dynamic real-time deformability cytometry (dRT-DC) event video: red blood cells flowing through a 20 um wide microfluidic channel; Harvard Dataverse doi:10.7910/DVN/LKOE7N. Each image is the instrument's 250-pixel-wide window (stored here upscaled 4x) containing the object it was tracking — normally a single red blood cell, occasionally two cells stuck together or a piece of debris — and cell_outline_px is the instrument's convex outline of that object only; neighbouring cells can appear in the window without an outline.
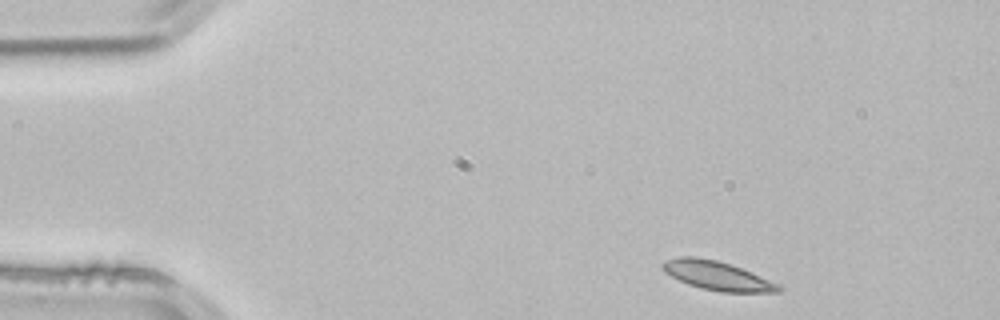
{"species": "common noctule bat (a hibernating species)", "species_latin": "Nyctalus noctula", "temperature_condition": "room temperature", "stored_images_in_passage": 3, "camera_frame_rate_fps": 3000, "um_per_image_px": 0.085, "animal": {"sex": "male", "body_mass_g": 21.5, "forearm_length_mm": 52.0}, "frame": {"image": 1, "passage_image": 1, "time_ms": 0.0, "image_size_px": [1000, 320], "cell_outline_px": [[784, 288], [780, 292], [720, 292], [700, 288], [688, 284], [664, 272], [660, 264], [664, 260], [680, 256], [696, 256], [716, 260], [740, 268], [780, 284]], "centroid_in_image_um": [60.94, 23.43], "position_along_channel_um": 24.1, "area_um2": 19.54}}